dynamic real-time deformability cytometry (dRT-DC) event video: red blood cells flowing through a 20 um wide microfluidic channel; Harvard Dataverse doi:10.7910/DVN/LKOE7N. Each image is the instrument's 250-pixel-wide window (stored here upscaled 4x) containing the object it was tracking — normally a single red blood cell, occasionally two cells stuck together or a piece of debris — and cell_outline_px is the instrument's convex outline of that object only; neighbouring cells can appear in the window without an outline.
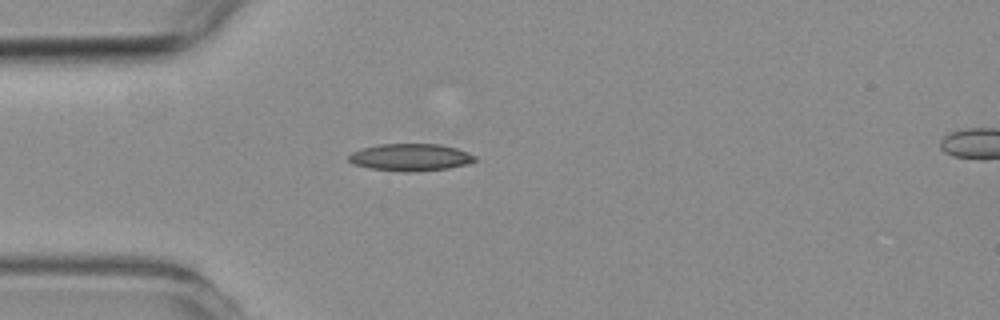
{"species": "common noctule bat (a hibernating species)", "species_latin": "Nyctalus noctula", "temperature_condition": "room temperature", "stored_images_in_passage": 28, "camera_frame_rate_fps": 3000, "um_per_image_px": 0.085, "animal": {"sex": "female", "body_mass_g": 19.3, "forearm_length_mm": 54.1}, "frame": {"image": 1, "passage_image": 1, "time_ms": 0.0, "image_size_px": [1000, 320], "cell_outline_px": [[476, 160], [468, 164], [448, 168], [412, 172], [404, 172], [372, 168], [352, 164], [348, 160], [348, 156], [352, 152], [360, 148], [380, 144], [440, 144], [456, 148], [468, 152], [476, 156]], "centroid_in_image_um": [34.89, 13.37], "position_along_channel_um": 50.1, "area_um2": 20.06}}
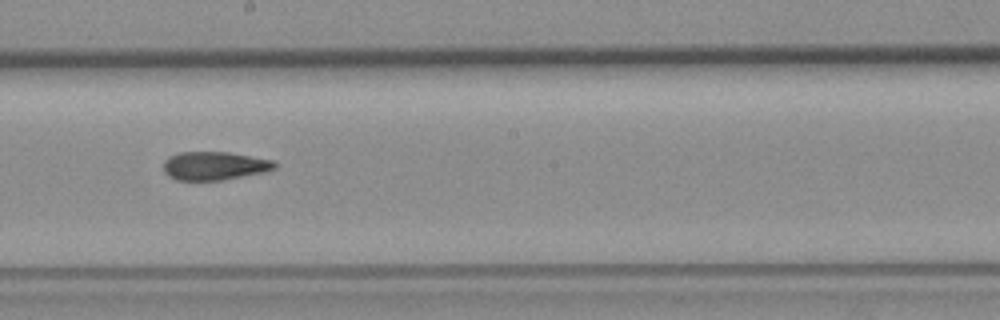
{"frame": {"image": 2, "passage_image": 16, "time_ms": 5.0, "image_size_px": [1000, 320], "cell_outline_px": [[276, 168], [264, 172], [220, 180], [176, 180], [168, 176], [164, 172], [164, 160], [168, 156], [180, 152], [228, 152], [272, 160], [276, 164]], "centroid_in_image_um": [18.18, 14.09], "position_along_channel_um": 230.0, "area_um2": 18.32}}
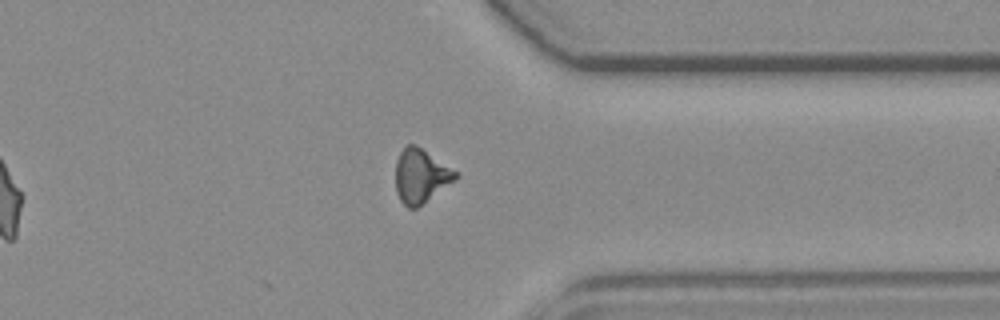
{"frame": {"image": 3, "passage_image": 28, "time_ms": 9.0, "image_size_px": [1000, 320], "cell_outline_px": [[460, 176], [416, 208], [408, 208], [400, 200], [396, 192], [396, 160], [400, 152], [408, 144], [416, 144], [460, 172]], "centroid_in_image_um": [35.78, 14.93], "position_along_channel_um": 375.6, "area_um2": 18.9}, "authors_computed_cell_mechanics": {"area_um2": 18.9873, "velocity_mm_per_s": 3.7805, "shape_relaxation_time_tau1_ms": null, "shape_relaxation_time_tau2_ms": 8.2098, "deformation_change_tau1": null, "deformation_change_tau2": 0.199}}